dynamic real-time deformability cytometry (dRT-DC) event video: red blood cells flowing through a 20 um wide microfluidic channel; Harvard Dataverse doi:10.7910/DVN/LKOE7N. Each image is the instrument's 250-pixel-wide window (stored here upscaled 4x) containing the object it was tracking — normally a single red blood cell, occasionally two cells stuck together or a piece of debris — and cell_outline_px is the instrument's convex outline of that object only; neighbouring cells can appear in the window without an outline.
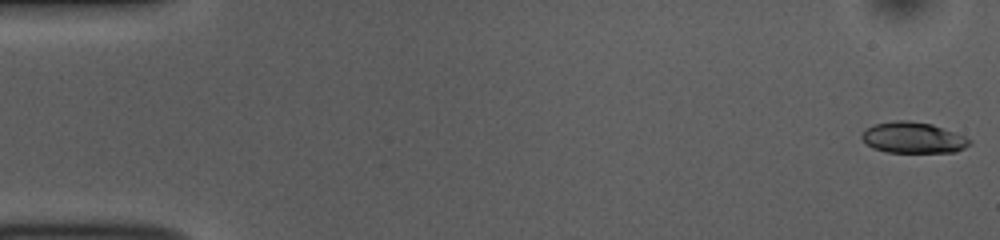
{"species": "common noctule bat (a hibernating species)", "species_latin": "Nyctalus noctula", "temperature_condition": "room temperature", "stored_images_in_passage": 53, "camera_frame_rate_fps": 3000, "um_per_image_px": 0.085, "animal": {"sex": "female", "body_mass_g": 10.0, "forearm_length_mm": 53.1}, "frame": {"image": 1, "passage_image": 1, "time_ms": 0.0, "image_size_px": [1000, 240], "cell_outline_px": [[972, 144], [956, 152], [888, 152], [872, 148], [860, 136], [860, 132], [864, 128], [876, 124], [896, 120], [908, 120], [932, 124], [964, 136], [972, 140]], "centroid_in_image_um": [77.6, 11.7], "position_along_channel_um": 7.4, "area_um2": 19.54}}
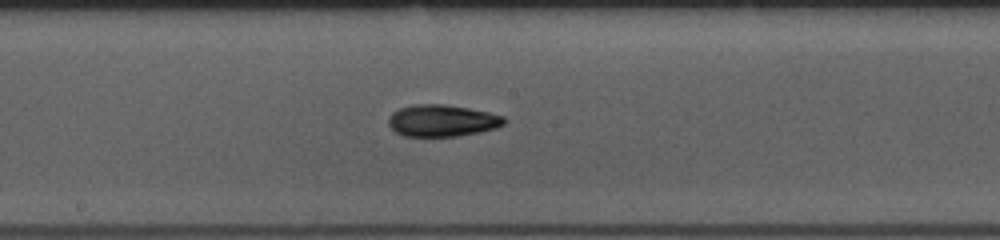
{"frame": {"image": 2, "passage_image": 28, "time_ms": 9.0, "image_size_px": [1000, 240], "cell_outline_px": [[508, 120], [504, 124], [496, 128], [480, 132], [456, 136], [404, 136], [396, 132], [388, 124], [388, 116], [392, 112], [400, 108], [416, 104], [444, 104], [468, 108], [488, 112], [504, 116]], "centroid_in_image_um": [37.59, 10.25], "position_along_channel_um": 210.6, "area_um2": 21.5}}
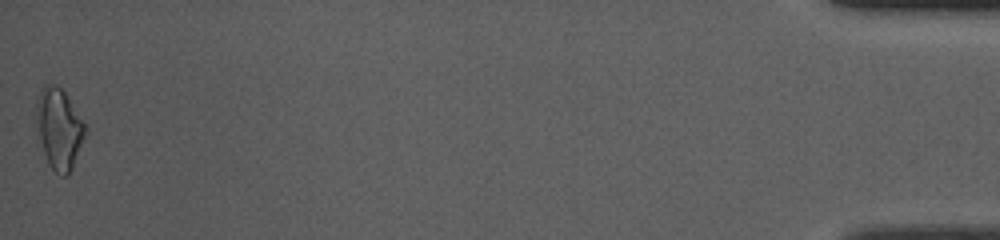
{"frame": {"image": 3, "passage_image": 53, "time_ms": 17.333, "image_size_px": [1000, 240], "cell_outline_px": [[88, 128], [72, 168], [68, 176], [60, 176], [48, 164], [36, 140], [36, 100], [40, 88], [44, 84], [52, 84], [60, 88], [64, 92]], "centroid_in_image_um": [4.97, 10.96], "position_along_channel_um": 430.2, "area_um2": 23.47}, "authors_computed_cell_mechanics": {"area_um2": 20.2878, "velocity_mm_per_s": 3.7761, "shape_relaxation_time_tau1_ms": 4.4741, "shape_relaxation_time_tau2_ms": 4.8069, "deformation_change_tau1": 0.1409, "deformation_change_tau2": 0.1142}}